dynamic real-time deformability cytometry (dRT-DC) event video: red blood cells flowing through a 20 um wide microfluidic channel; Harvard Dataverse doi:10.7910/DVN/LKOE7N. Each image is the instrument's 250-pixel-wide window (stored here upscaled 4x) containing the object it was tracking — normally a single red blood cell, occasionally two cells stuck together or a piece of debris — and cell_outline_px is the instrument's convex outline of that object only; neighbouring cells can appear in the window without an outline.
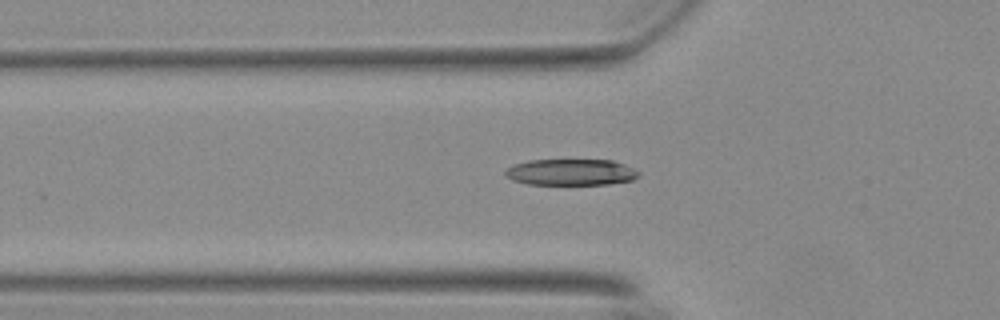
{"species": "Egyptian fruit bat (a non-hibernating species)", "species_latin": "Rousettus aegyptiacus", "temperature_condition": "warm", "stored_images_in_passage": 53, "camera_frame_rate_fps": 3000, "um_per_image_px": 0.085, "animal": {"sex": "female"}, "frame": {"image": 1, "passage_image": 19, "time_ms": 6.0, "image_size_px": [1000, 320], "cell_outline_px": [[640, 176], [632, 180], [608, 184], [528, 184], [512, 180], [504, 172], [508, 168], [516, 164], [528, 160], [612, 160], [624, 164], [640, 172]], "centroid_in_image_um": [48.56, 14.63], "position_along_channel_um": 77.2, "area_um2": 20.29}}
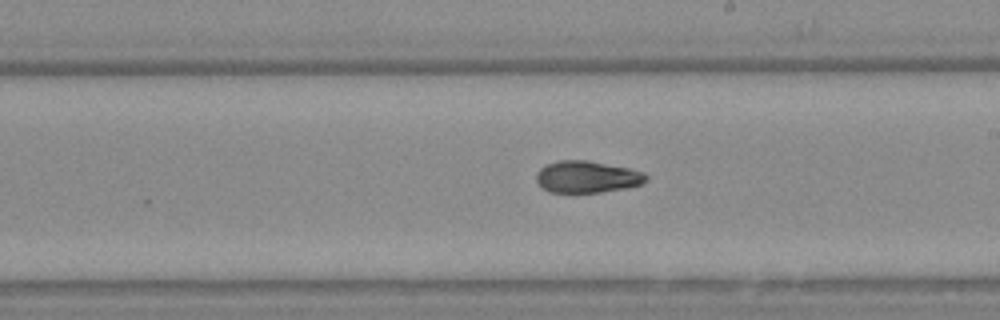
{"frame": {"image": 2, "passage_image": 32, "time_ms": 10.333, "image_size_px": [1000, 320], "cell_outline_px": [[648, 180], [640, 184], [624, 188], [600, 192], [548, 192], [540, 188], [536, 180], [536, 172], [540, 168], [548, 164], [560, 160], [588, 160], [628, 168], [644, 172], [648, 176]], "centroid_in_image_um": [49.87, 15.03], "position_along_channel_um": 239.1, "area_um2": 20.4}}
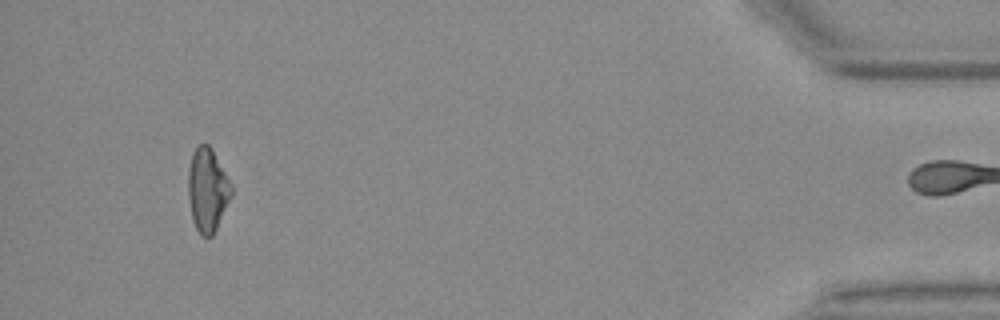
{"frame": {"image": 3, "passage_image": 52, "time_ms": 17.0, "image_size_px": [1000, 320], "cell_outline_px": [[232, 196], [212, 236], [200, 236], [196, 228], [192, 216], [188, 196], [188, 168], [192, 152], [200, 144], [208, 144], [212, 148], [232, 184]], "centroid_in_image_um": [17.64, 16.12], "position_along_channel_um": 417.6, "area_um2": 21.04}, "authors_computed_cell_mechanics": {"area_um2": 20.9236, "velocity_mm_per_s": 3.7226, "shape_relaxation_time_tau1_ms": 3.9438, "shape_relaxation_time_tau2_ms": 2.5793, "deformation_change_tau1": 0.1713, "deformation_change_tau2": 0.0865}}